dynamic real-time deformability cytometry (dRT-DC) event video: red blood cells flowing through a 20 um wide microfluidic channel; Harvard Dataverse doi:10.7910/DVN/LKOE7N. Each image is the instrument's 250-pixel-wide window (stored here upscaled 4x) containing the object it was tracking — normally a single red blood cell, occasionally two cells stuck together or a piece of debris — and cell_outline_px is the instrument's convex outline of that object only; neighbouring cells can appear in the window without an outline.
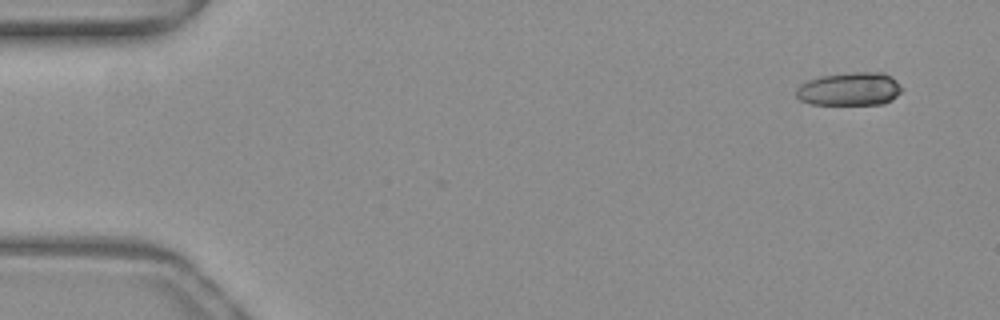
{"species": "common noctule bat (a hibernating species)", "species_latin": "Nyctalus noctula", "temperature_condition": "warm", "stored_images_in_passage": 2, "camera_frame_rate_fps": 3000, "um_per_image_px": 0.085, "animal": {"sex": "female", "body_mass_g": 19.3, "forearm_length_mm": 54.1}, "frame": {"image": 1, "passage_image": 2, "time_ms": 0.333, "image_size_px": [1000, 320], "cell_outline_px": [[904, 88], [892, 100], [884, 104], [812, 104], [800, 100], [796, 96], [796, 88], [800, 84], [808, 80], [820, 76], [852, 72], [884, 72], [892, 76]], "centroid_in_image_um": [72.24, 7.56], "position_along_channel_um": 12.8, "area_um2": 20.69}}